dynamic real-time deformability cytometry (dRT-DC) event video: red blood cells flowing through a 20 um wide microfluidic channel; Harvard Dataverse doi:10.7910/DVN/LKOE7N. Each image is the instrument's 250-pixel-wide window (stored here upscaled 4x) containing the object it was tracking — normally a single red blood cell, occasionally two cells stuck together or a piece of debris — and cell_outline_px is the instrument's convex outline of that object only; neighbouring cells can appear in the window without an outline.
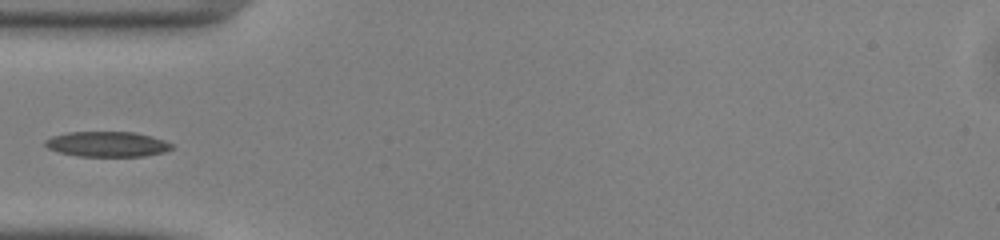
{"species": "common noctule bat (a hibernating species)", "species_latin": "Nyctalus noctula", "temperature_condition": "warm", "stored_images_in_passage": 32, "camera_frame_rate_fps": 3000, "um_per_image_px": 0.085, "animal": {"sex": "male", "body_mass_g": 13.0, "forearm_length_mm": 53.1}, "frame": {"image": 1, "passage_image": 1, "time_ms": 0.0, "image_size_px": [1000, 240], "cell_outline_px": [[172, 148], [164, 152], [144, 156], [76, 156], [60, 152], [48, 148], [44, 144], [44, 140], [52, 136], [68, 132], [136, 132], [152, 136], [164, 140], [172, 144]], "centroid_in_image_um": [9.11, 12.25], "position_along_channel_um": 75.9, "area_um2": 18.61}}